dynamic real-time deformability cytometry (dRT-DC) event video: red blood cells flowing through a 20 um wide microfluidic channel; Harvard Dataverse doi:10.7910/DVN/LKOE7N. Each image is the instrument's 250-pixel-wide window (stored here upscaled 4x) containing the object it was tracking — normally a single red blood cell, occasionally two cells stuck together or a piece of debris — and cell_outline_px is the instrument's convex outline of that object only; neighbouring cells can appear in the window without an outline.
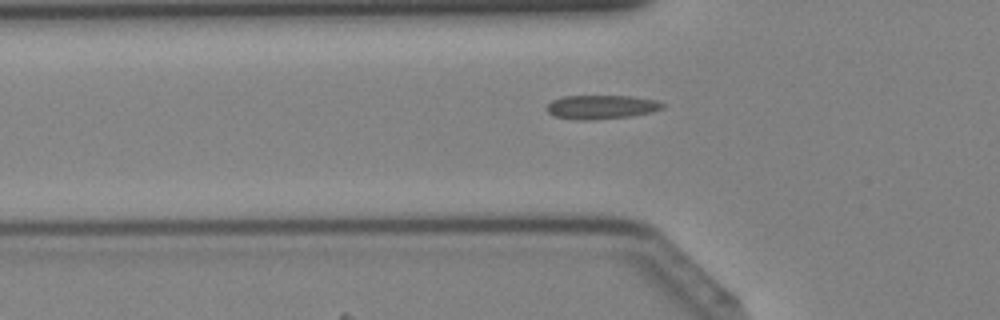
{"species": "Egyptian fruit bat (a non-hibernating species)", "species_latin": "Rousettus aegyptiacus", "temperature_condition": "cold", "stored_images_in_passage": 42, "camera_frame_rate_fps": 3000, "um_per_image_px": 0.085, "animal": {"sex": "female"}, "frame": {"image": 1, "passage_image": 14, "time_ms": 4.333, "image_size_px": [1000, 320], "cell_outline_px": [[664, 108], [652, 112], [628, 116], [592, 120], [576, 120], [552, 116], [544, 108], [552, 100], [564, 96], [632, 96], [656, 100], [664, 104]], "centroid_in_image_um": [51.07, 9.1], "position_along_channel_um": 74.7, "area_um2": 16.24}}
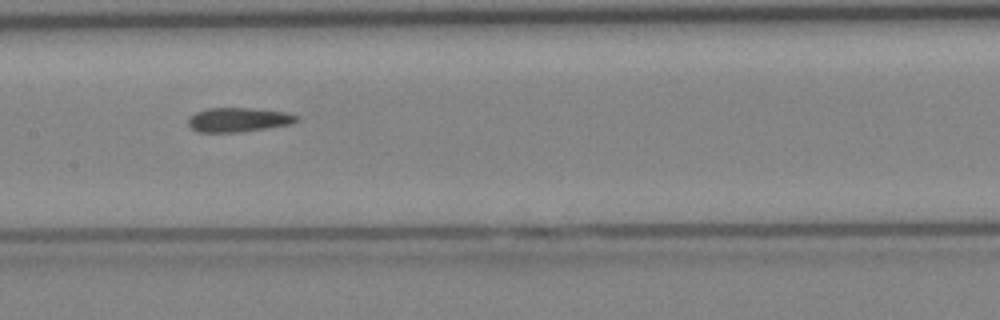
{"frame": {"image": 2, "passage_image": 21, "time_ms": 6.667, "image_size_px": [1000, 320], "cell_outline_px": [[300, 120], [292, 124], [268, 128], [240, 132], [196, 132], [188, 124], [188, 116], [196, 112], [208, 108], [252, 108], [288, 112], [300, 116]], "centroid_in_image_um": [20.31, 10.17], "position_along_channel_um": 187.1, "area_um2": 15.61}}
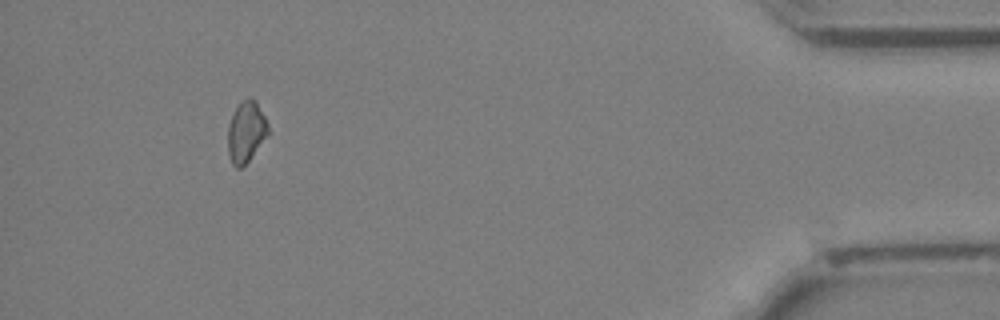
{"frame": {"image": 3, "passage_image": 39, "time_ms": 12.667, "image_size_px": [1000, 320], "cell_outline_px": [[268, 132], [248, 160], [240, 168], [236, 168], [232, 164], [228, 152], [228, 124], [240, 100], [248, 96], [256, 100], [268, 124]], "centroid_in_image_um": [20.89, 11.15], "position_along_channel_um": 414.3, "area_um2": 14.05}}